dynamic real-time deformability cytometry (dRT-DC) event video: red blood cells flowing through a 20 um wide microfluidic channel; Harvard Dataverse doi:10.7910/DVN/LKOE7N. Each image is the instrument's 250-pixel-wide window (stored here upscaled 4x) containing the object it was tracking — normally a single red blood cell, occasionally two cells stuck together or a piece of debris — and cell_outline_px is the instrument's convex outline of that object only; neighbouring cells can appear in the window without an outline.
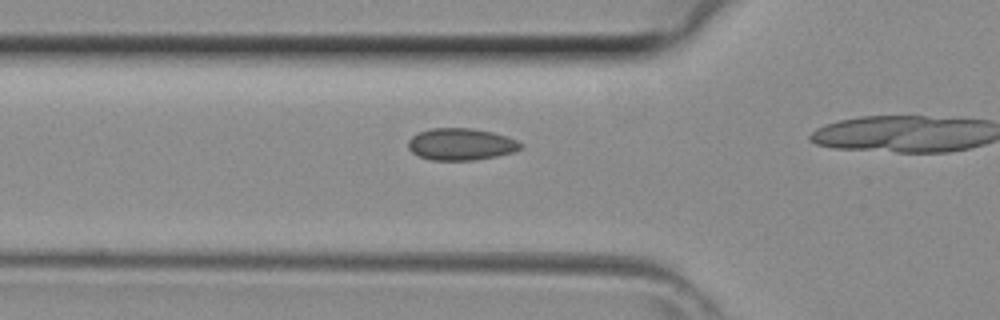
{"species": "common noctule bat (a hibernating species)", "species_latin": "Nyctalus noctula", "temperature_condition": "room temperature", "stored_images_in_passage": 8, "camera_frame_rate_fps": 3000, "um_per_image_px": 0.085, "animal": {"sex": "female", "body_mass_g": 29.2, "forearm_length_mm": 56.3}, "frame": {"image": 1, "passage_image": 5, "time_ms": 1.333, "image_size_px": [1000, 320], "cell_outline_px": [[524, 148], [512, 152], [496, 156], [476, 160], [432, 160], [420, 156], [412, 152], [408, 148], [408, 140], [412, 136], [420, 132], [432, 128], [472, 128], [492, 132], [508, 136], [524, 144]], "centroid_in_image_um": [39.21, 12.26], "position_along_channel_um": 86.6, "area_um2": 20.98}}
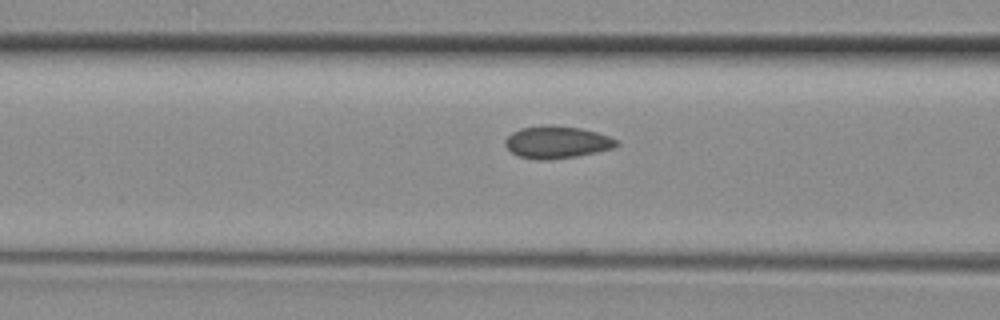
{"frame": {"image": 2, "passage_image": 7, "time_ms": 2.0, "image_size_px": [1000, 320], "cell_outline_px": [[620, 144], [612, 148], [596, 152], [576, 156], [548, 160], [540, 160], [516, 156], [504, 144], [504, 140], [512, 132], [520, 128], [548, 124], [552, 124], [580, 128], [596, 132], [608, 136], [616, 140]], "centroid_in_image_um": [47.29, 12.08], "position_along_channel_um": 119.3, "area_um2": 20.98}}